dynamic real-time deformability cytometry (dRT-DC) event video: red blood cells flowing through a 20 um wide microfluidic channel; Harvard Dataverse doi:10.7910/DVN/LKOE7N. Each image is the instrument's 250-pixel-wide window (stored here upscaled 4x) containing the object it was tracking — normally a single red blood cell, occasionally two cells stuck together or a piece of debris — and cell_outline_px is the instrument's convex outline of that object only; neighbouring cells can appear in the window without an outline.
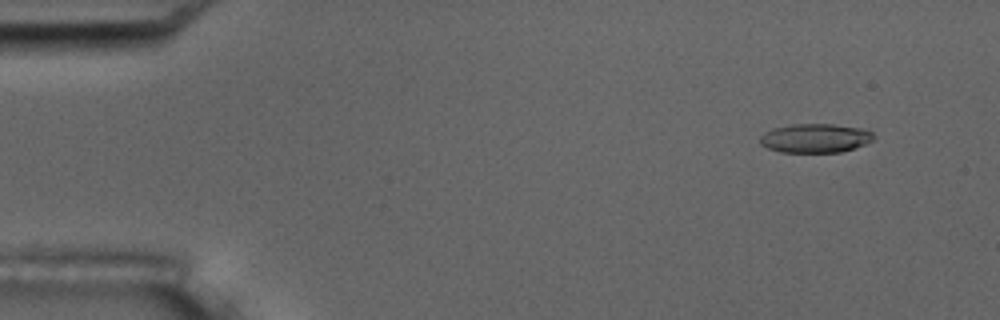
{"species": "common noctule bat (a hibernating species)", "species_latin": "Nyctalus noctula", "temperature_condition": "room temperature", "stored_images_in_passage": 55, "camera_frame_rate_fps": 3000, "um_per_image_px": 0.085, "animal": {"sex": "male", "body_mass_g": 17.5, "forearm_length_mm": 52.3}, "frame": {"image": 1, "passage_image": 5, "time_ms": 1.333, "image_size_px": [1000, 320], "cell_outline_px": [[876, 136], [872, 140], [864, 144], [840, 152], [780, 152], [768, 148], [760, 144], [760, 136], [764, 132], [772, 128], [792, 124], [832, 124], [868, 128]], "centroid_in_image_um": [69.31, 11.73], "position_along_channel_um": 15.7, "area_um2": 19.36}}
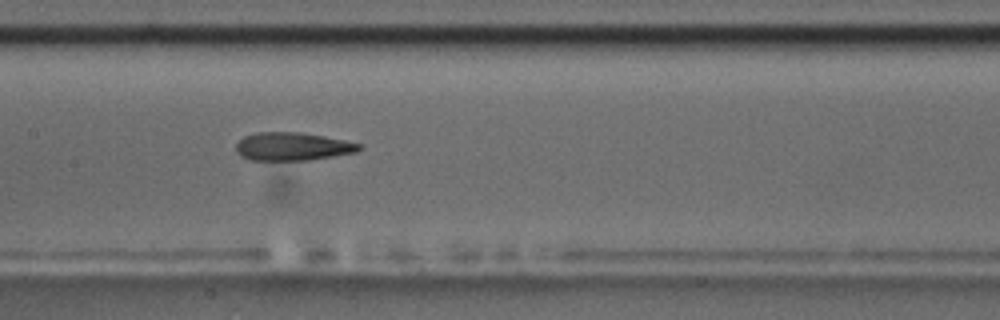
{"frame": {"image": 2, "passage_image": 27, "time_ms": 8.667, "image_size_px": [1000, 320], "cell_outline_px": [[364, 148], [356, 152], [308, 160], [248, 160], [240, 156], [236, 152], [236, 144], [244, 136], [256, 132], [300, 132], [324, 136], [344, 140], [360, 144]], "centroid_in_image_um": [24.84, 12.45], "position_along_channel_um": 182.6, "area_um2": 20.23}}
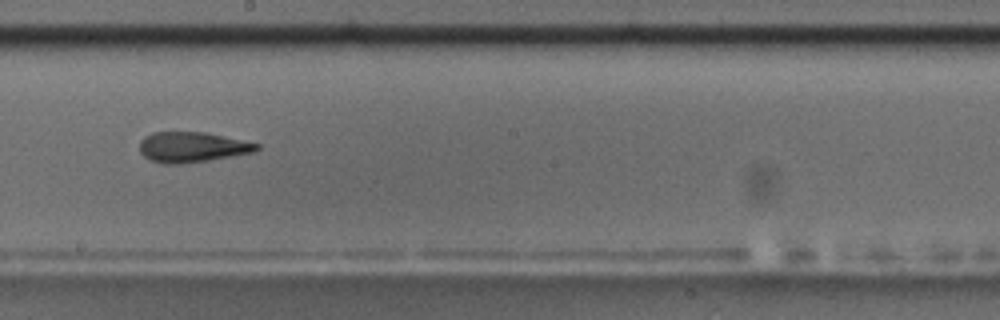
{"frame": {"image": 3, "passage_image": 31, "time_ms": 10.0, "image_size_px": [1000, 320], "cell_outline_px": [[260, 148], [256, 152], [184, 164], [164, 164], [148, 160], [140, 152], [140, 140], [144, 136], [152, 132], [204, 132], [260, 144]], "centroid_in_image_um": [16.3, 12.51], "position_along_channel_um": 231.9, "area_um2": 20.81}, "authors_computed_cell_mechanics": {"area_um2": 20.4612, "velocity_mm_per_s": 3.7129, "shape_relaxation_time_tau1_ms": 5.4837, "shape_relaxation_time_tau2_ms": 3.2568, "deformation_change_tau1": 0.1752, "deformation_change_tau2": 0.1408}}